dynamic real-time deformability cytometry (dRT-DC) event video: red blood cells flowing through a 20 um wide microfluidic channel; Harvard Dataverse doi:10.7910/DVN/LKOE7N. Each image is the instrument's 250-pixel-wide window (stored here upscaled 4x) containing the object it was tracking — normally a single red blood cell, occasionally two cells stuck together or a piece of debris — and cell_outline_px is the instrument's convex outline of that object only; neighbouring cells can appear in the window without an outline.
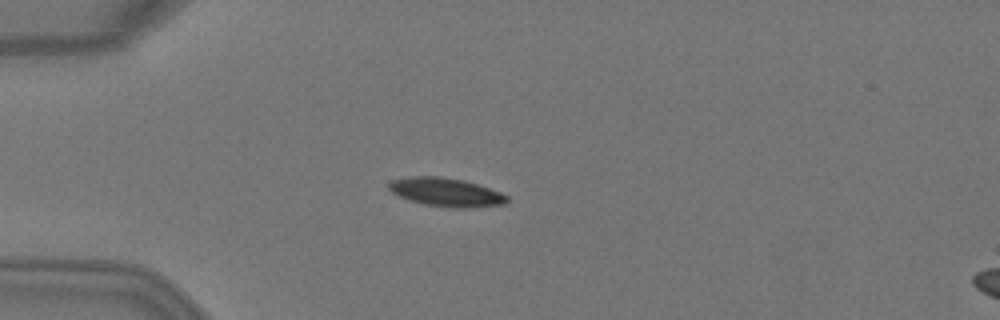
{"species": "Egyptian fruit bat (a non-hibernating species)", "species_latin": "Rousettus aegyptiacus", "temperature_condition": "warm", "stored_images_in_passage": 3, "camera_frame_rate_fps": 3000, "um_per_image_px": 0.085, "animal": {"sex": "female"}, "frame": {"image": 1, "passage_image": 2, "time_ms": 0.333, "image_size_px": [1000, 320], "cell_outline_px": [[508, 200], [504, 204], [464, 208], [452, 208], [424, 204], [408, 200], [392, 192], [388, 188], [388, 184], [392, 180], [412, 176], [440, 176], [464, 180], [500, 192], [508, 196]], "centroid_in_image_um": [37.89, 16.33], "position_along_channel_um": 47.1, "area_um2": 19.54}}